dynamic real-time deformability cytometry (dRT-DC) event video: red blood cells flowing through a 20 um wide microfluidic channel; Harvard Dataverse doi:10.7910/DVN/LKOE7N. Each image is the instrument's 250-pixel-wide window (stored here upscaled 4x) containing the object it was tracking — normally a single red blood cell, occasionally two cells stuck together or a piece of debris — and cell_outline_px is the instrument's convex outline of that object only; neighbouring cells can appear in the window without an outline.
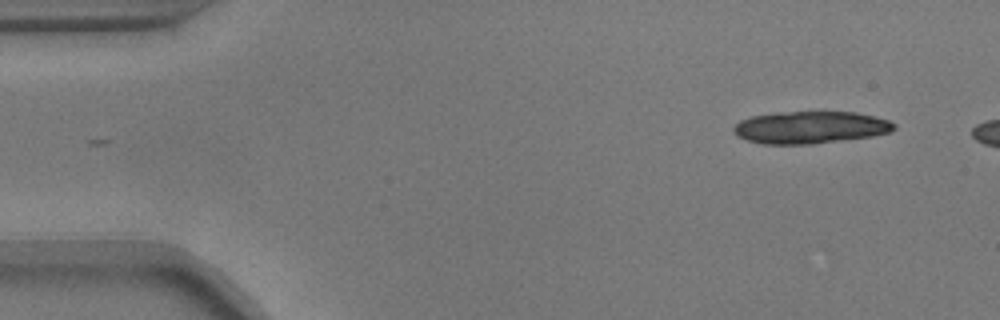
{"species": "common noctule bat (a hibernating species)", "species_latin": "Nyctalus noctula", "temperature_condition": "warm", "stored_images_in_passage": 5, "camera_frame_rate_fps": 3000, "um_per_image_px": 0.085, "animal": {"sex": "male", "body_mass_g": 17.9}, "frame": {"image": 1, "passage_image": 1, "time_ms": 0.0, "image_size_px": [1000, 320], "cell_outline_px": [[896, 128], [888, 132], [872, 136], [812, 144], [764, 144], [748, 140], [736, 136], [732, 132], [732, 128], [740, 120], [752, 116], [780, 112], [856, 112], [888, 120], [896, 124]], "centroid_in_image_um": [68.84, 10.83], "position_along_channel_um": 16.2, "area_um2": 30.06}}